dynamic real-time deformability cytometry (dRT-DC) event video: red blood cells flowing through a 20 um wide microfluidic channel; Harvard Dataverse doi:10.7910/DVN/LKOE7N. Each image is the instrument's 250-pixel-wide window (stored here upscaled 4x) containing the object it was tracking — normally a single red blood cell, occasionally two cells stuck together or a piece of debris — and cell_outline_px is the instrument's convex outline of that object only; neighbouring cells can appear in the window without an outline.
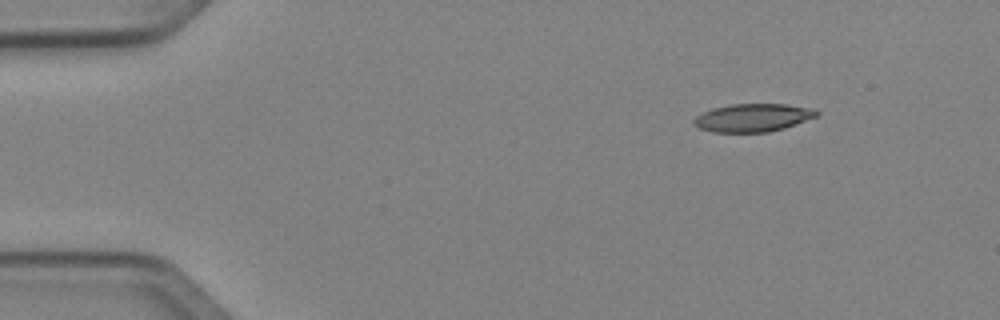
{"species": "Egyptian fruit bat (a non-hibernating species)", "species_latin": "Rousettus aegyptiacus", "temperature_condition": "cold", "stored_images_in_passage": 45, "camera_frame_rate_fps": 3000, "um_per_image_px": 0.085, "animal": {"sex": "female"}, "frame": {"image": 1, "passage_image": 1, "time_ms": 0.0, "image_size_px": [1000, 320], "cell_outline_px": [[820, 112], [816, 116], [784, 128], [768, 132], [712, 132], [700, 128], [692, 124], [692, 120], [696, 116], [712, 108], [732, 104], [788, 104], [816, 108]], "centroid_in_image_um": [63.99, 9.99], "position_along_channel_um": 21.0, "area_um2": 20.11}}
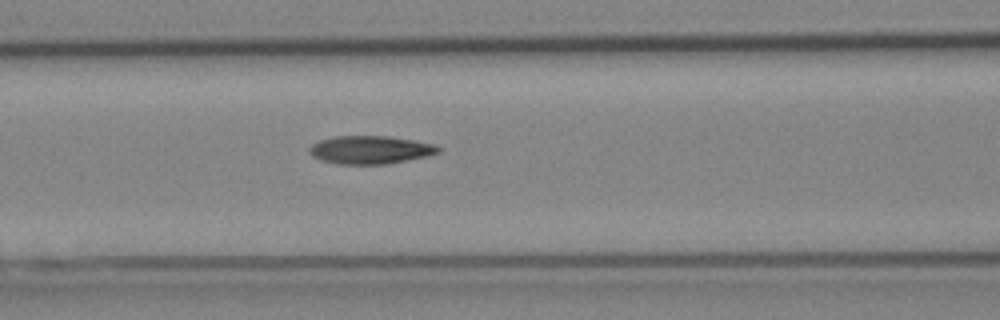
{"frame": {"image": 2, "passage_image": 16, "time_ms": 5.0, "image_size_px": [1000, 320], "cell_outline_px": [[440, 152], [424, 156], [384, 164], [336, 164], [320, 160], [312, 156], [308, 148], [312, 144], [320, 140], [336, 136], [388, 136], [412, 140], [432, 144], [440, 148]], "centroid_in_image_um": [31.4, 12.73], "position_along_channel_um": 135.2, "area_um2": 20.81}}
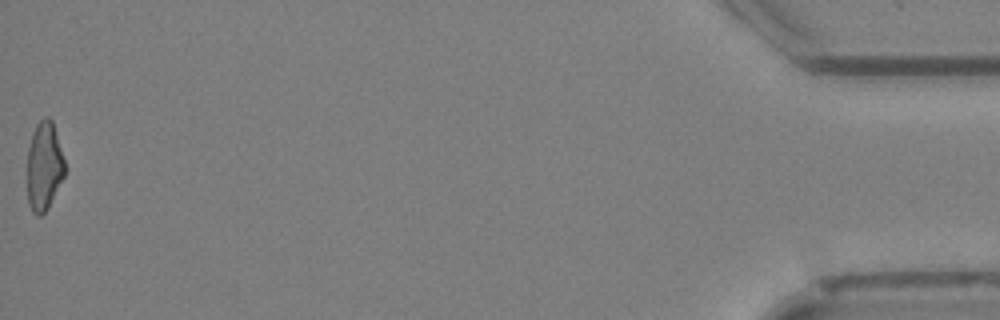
{"frame": {"image": 3, "passage_image": 45, "time_ms": 14.667, "image_size_px": [1000, 320], "cell_outline_px": [[64, 176], [48, 208], [40, 216], [36, 216], [32, 212], [28, 204], [28, 148], [32, 132], [36, 124], [44, 116], [48, 116], [52, 120], [64, 160]], "centroid_in_image_um": [3.74, 14.13], "position_along_channel_um": 431.5, "area_um2": 19.31}, "authors_computed_cell_mechanics": {"area_um2": 20.4034, "velocity_mm_per_s": 4.0743, "shape_relaxation_time_tau1_ms": 6.4736, "shape_relaxation_time_tau2_ms": 3.1595, "deformation_change_tau1": 0.1807, "deformation_change_tau2": 0.1112}}